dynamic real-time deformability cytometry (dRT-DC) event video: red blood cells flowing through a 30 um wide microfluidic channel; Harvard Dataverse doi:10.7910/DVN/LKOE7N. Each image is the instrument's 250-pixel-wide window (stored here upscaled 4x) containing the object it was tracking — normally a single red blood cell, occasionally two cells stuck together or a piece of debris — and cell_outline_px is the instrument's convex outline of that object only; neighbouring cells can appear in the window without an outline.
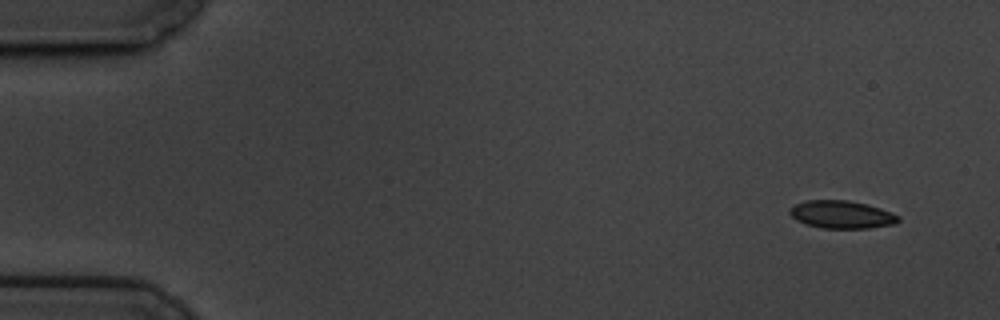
{"species": "common noctule bat (a hibernating species)", "species_latin": "Nyctalus noctula", "temperature_condition": "cold", "stored_images_in_passage": 53, "camera_frame_rate_fps": 3000, "um_per_image_px": 0.085, "animal": {"sex": "male", "body_mass_g": 19.5, "forearm_length_mm": 54.6}, "frame": {"image": 1, "passage_image": 1, "time_ms": 0.0, "image_size_px": [1000, 320], "cell_outline_px": [[900, 220], [892, 224], [868, 228], [820, 228], [804, 224], [796, 220], [788, 212], [788, 208], [796, 204], [808, 200], [848, 200], [880, 208], [892, 212], [900, 216]], "centroid_in_image_um": [71.5, 18.24], "position_along_channel_um": 13.5, "area_um2": 17.57}}
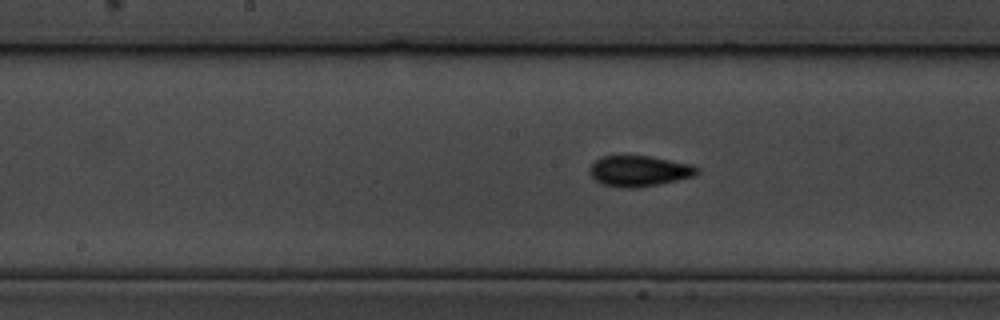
{"frame": {"image": 2, "passage_image": 27, "time_ms": 8.667, "image_size_px": [1000, 320], "cell_outline_px": [[700, 172], [696, 176], [660, 184], [636, 188], [620, 188], [600, 184], [588, 172], [588, 168], [600, 156], [652, 156], [692, 164], [700, 168]], "centroid_in_image_um": [54.35, 14.54], "position_along_channel_um": 193.8, "area_um2": 19.65}}
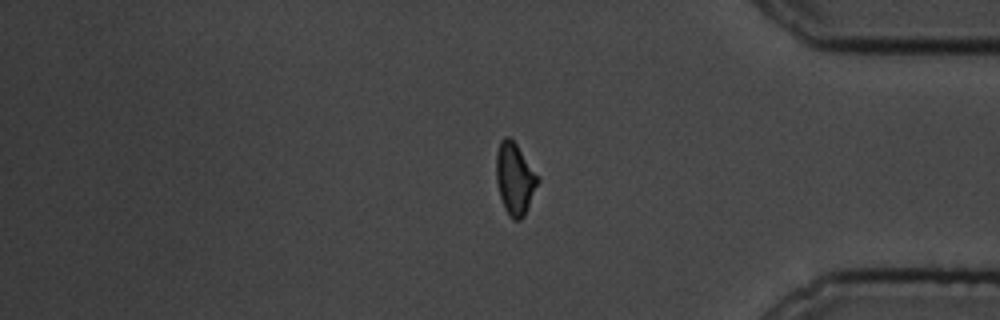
{"frame": {"image": 3, "passage_image": 46, "time_ms": 15.0, "image_size_px": [1000, 320], "cell_outline_px": [[540, 180], [524, 216], [520, 220], [512, 220], [508, 216], [504, 208], [500, 196], [496, 180], [496, 152], [500, 140], [504, 136], [508, 136], [516, 144]], "centroid_in_image_um": [43.73, 15.21], "position_along_channel_um": 391.5, "area_um2": 17.28}, "authors_computed_cell_mechanics": {"area_um2": 18.0914, "velocity_mm_per_s": 3.4352, "shape_relaxation_time_tau1_ms": 3.2605, "shape_relaxation_time_tau2_ms": 6.2732, "deformation_change_tau1": 0.0903, "deformation_change_tau2": 0.0837}}